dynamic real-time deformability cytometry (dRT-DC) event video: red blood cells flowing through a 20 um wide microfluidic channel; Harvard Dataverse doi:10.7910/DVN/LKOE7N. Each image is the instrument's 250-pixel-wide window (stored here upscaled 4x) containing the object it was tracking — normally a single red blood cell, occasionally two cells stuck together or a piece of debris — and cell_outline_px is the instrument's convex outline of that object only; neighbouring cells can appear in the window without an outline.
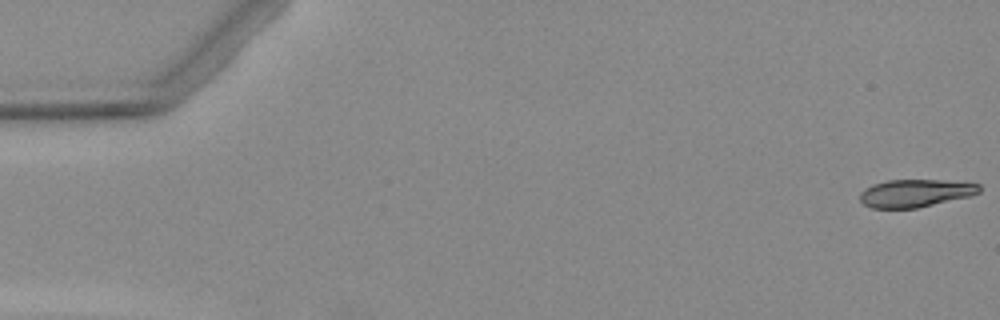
{"species": "Egyptian fruit bat (a non-hibernating species)", "species_latin": "Rousettus aegyptiacus", "temperature_condition": "warm", "stored_images_in_passage": 6, "camera_frame_rate_fps": 3000, "um_per_image_px": 0.085, "animal": {"sex": "female"}, "frame": {"image": 1, "passage_image": 1, "time_ms": 0.0, "image_size_px": [1000, 320], "cell_outline_px": [[980, 192], [968, 196], [916, 208], [872, 208], [864, 204], [860, 200], [860, 192], [864, 188], [872, 184], [888, 180], [940, 180], [980, 184]], "centroid_in_image_um": [77.75, 16.41], "position_along_channel_um": 7.2, "area_um2": 19.07}}
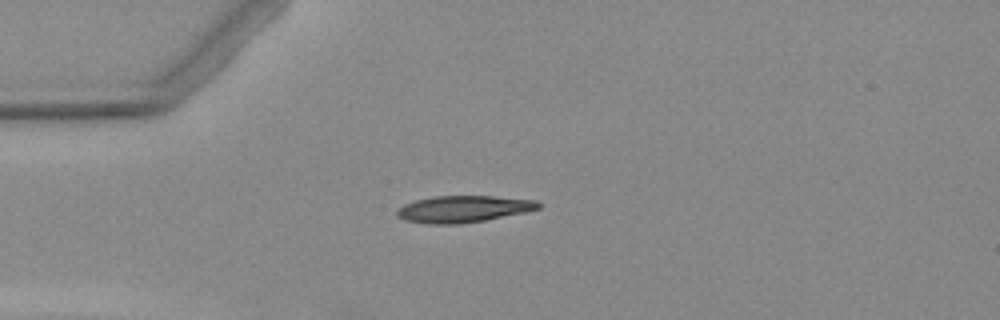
{"frame": {"image": 2, "passage_image": 4, "time_ms": 4.333, "image_size_px": [1000, 320], "cell_outline_px": [[540, 208], [524, 212], [484, 220], [460, 224], [428, 224], [404, 220], [396, 216], [396, 208], [404, 204], [416, 200], [436, 196], [492, 196], [536, 200], [540, 204]], "centroid_in_image_um": [39.32, 17.77], "position_along_channel_um": 45.7, "area_um2": 21.96}}
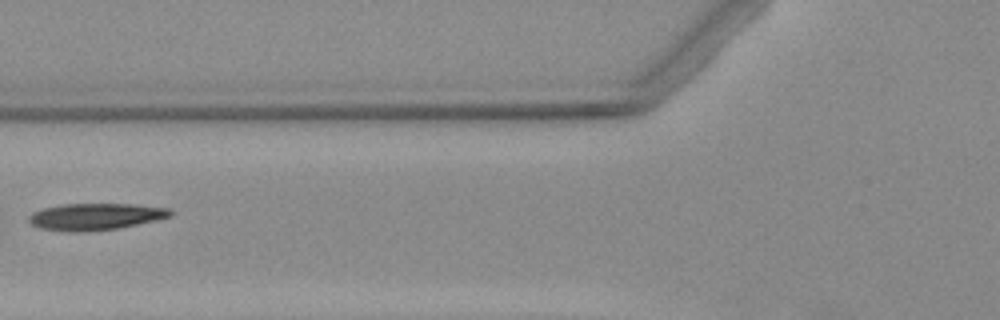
{"frame": {"image": 3, "passage_image": 6, "time_ms": 6.667, "image_size_px": [1000, 320], "cell_outline_px": [[172, 216], [136, 224], [116, 228], [76, 232], [72, 232], [40, 228], [32, 224], [28, 220], [28, 216], [32, 212], [44, 208], [64, 204], [136, 204], [172, 208]], "centroid_in_image_um": [8.12, 18.39], "position_along_channel_um": 117.7, "area_um2": 21.85}}